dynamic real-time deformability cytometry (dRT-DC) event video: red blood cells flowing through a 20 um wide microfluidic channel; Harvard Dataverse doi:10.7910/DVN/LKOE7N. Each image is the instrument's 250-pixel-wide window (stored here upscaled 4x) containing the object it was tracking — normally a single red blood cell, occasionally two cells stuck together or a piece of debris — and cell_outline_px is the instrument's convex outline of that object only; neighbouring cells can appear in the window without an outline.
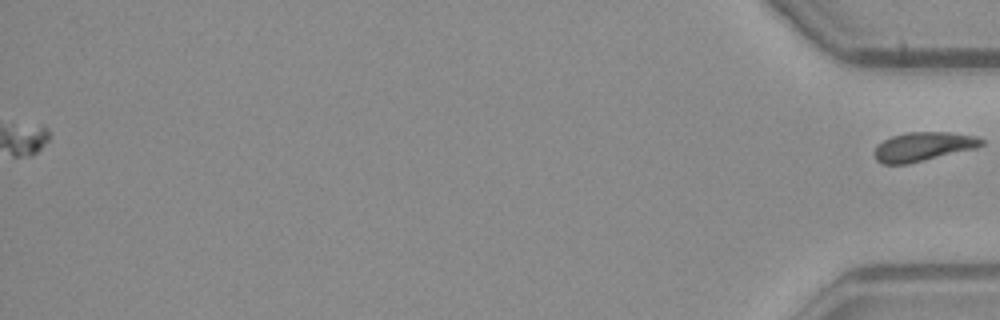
{"species": "common noctule bat (a hibernating species)", "species_latin": "Nyctalus noctula", "temperature_condition": "warm", "stored_images_in_passage": 55, "segment_of_instrument_passage": [2, 2], "camera_frame_rate_fps": 3000, "um_per_image_px": 0.085, "animal": {"sex": "male", "body_mass_g": 23.1, "forearm_length_mm": 52.7}, "frame": {"image": 1, "passage_image": 55, "time_ms": 18.0, "image_size_px": [1000, 320], "cell_outline_px": [[984, 144], [976, 148], [908, 164], [884, 164], [876, 160], [876, 148], [884, 140], [892, 136], [908, 132], [948, 132], [980, 136], [984, 140]], "centroid_in_image_um": [78.54, 12.45], "position_along_channel_um": 356.7, "area_um2": 17.98}}